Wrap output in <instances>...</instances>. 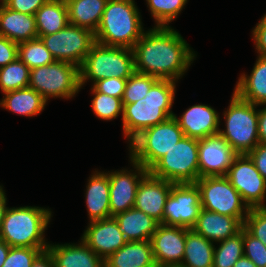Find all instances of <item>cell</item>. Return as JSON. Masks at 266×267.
Segmentation results:
<instances>
[{
    "instance_id": "obj_1",
    "label": "cell",
    "mask_w": 266,
    "mask_h": 267,
    "mask_svg": "<svg viewBox=\"0 0 266 267\" xmlns=\"http://www.w3.org/2000/svg\"><path fill=\"white\" fill-rule=\"evenodd\" d=\"M132 50L136 72L175 82L196 57L185 39L170 26H154L144 32Z\"/></svg>"
},
{
    "instance_id": "obj_2",
    "label": "cell",
    "mask_w": 266,
    "mask_h": 267,
    "mask_svg": "<svg viewBox=\"0 0 266 267\" xmlns=\"http://www.w3.org/2000/svg\"><path fill=\"white\" fill-rule=\"evenodd\" d=\"M144 32L134 0H108L95 40L104 46L132 49Z\"/></svg>"
},
{
    "instance_id": "obj_3",
    "label": "cell",
    "mask_w": 266,
    "mask_h": 267,
    "mask_svg": "<svg viewBox=\"0 0 266 267\" xmlns=\"http://www.w3.org/2000/svg\"><path fill=\"white\" fill-rule=\"evenodd\" d=\"M50 209L7 207L0 227V239L10 247L47 248L44 232L51 220Z\"/></svg>"
},
{
    "instance_id": "obj_4",
    "label": "cell",
    "mask_w": 266,
    "mask_h": 267,
    "mask_svg": "<svg viewBox=\"0 0 266 267\" xmlns=\"http://www.w3.org/2000/svg\"><path fill=\"white\" fill-rule=\"evenodd\" d=\"M175 92V81L158 79L144 98L132 104H123V126L150 128L173 117L175 114L171 107Z\"/></svg>"
},
{
    "instance_id": "obj_5",
    "label": "cell",
    "mask_w": 266,
    "mask_h": 267,
    "mask_svg": "<svg viewBox=\"0 0 266 267\" xmlns=\"http://www.w3.org/2000/svg\"><path fill=\"white\" fill-rule=\"evenodd\" d=\"M134 72L135 62L131 48L95 43L79 67L80 87L86 80L94 83L110 77L127 79Z\"/></svg>"
},
{
    "instance_id": "obj_6",
    "label": "cell",
    "mask_w": 266,
    "mask_h": 267,
    "mask_svg": "<svg viewBox=\"0 0 266 267\" xmlns=\"http://www.w3.org/2000/svg\"><path fill=\"white\" fill-rule=\"evenodd\" d=\"M257 105L241 99L235 92L224 111L225 128L219 134L237 154H248L260 142L258 135Z\"/></svg>"
},
{
    "instance_id": "obj_7",
    "label": "cell",
    "mask_w": 266,
    "mask_h": 267,
    "mask_svg": "<svg viewBox=\"0 0 266 267\" xmlns=\"http://www.w3.org/2000/svg\"><path fill=\"white\" fill-rule=\"evenodd\" d=\"M29 88L46 101L51 97L72 98L81 89L79 67L68 61H54L47 66L31 69Z\"/></svg>"
},
{
    "instance_id": "obj_8",
    "label": "cell",
    "mask_w": 266,
    "mask_h": 267,
    "mask_svg": "<svg viewBox=\"0 0 266 267\" xmlns=\"http://www.w3.org/2000/svg\"><path fill=\"white\" fill-rule=\"evenodd\" d=\"M199 139L184 136L148 171L160 179L175 184L195 183L198 180Z\"/></svg>"
},
{
    "instance_id": "obj_9",
    "label": "cell",
    "mask_w": 266,
    "mask_h": 267,
    "mask_svg": "<svg viewBox=\"0 0 266 267\" xmlns=\"http://www.w3.org/2000/svg\"><path fill=\"white\" fill-rule=\"evenodd\" d=\"M195 184L203 209L232 217L248 215L250 208L225 176L199 178Z\"/></svg>"
},
{
    "instance_id": "obj_10",
    "label": "cell",
    "mask_w": 266,
    "mask_h": 267,
    "mask_svg": "<svg viewBox=\"0 0 266 267\" xmlns=\"http://www.w3.org/2000/svg\"><path fill=\"white\" fill-rule=\"evenodd\" d=\"M56 61H68L80 67L96 43L88 28L68 24L56 33L38 36Z\"/></svg>"
},
{
    "instance_id": "obj_11",
    "label": "cell",
    "mask_w": 266,
    "mask_h": 267,
    "mask_svg": "<svg viewBox=\"0 0 266 267\" xmlns=\"http://www.w3.org/2000/svg\"><path fill=\"white\" fill-rule=\"evenodd\" d=\"M201 209L200 190L195 183L174 184L165 203L162 224L192 229Z\"/></svg>"
},
{
    "instance_id": "obj_12",
    "label": "cell",
    "mask_w": 266,
    "mask_h": 267,
    "mask_svg": "<svg viewBox=\"0 0 266 267\" xmlns=\"http://www.w3.org/2000/svg\"><path fill=\"white\" fill-rule=\"evenodd\" d=\"M225 177L249 208L266 207V180L248 154H238Z\"/></svg>"
},
{
    "instance_id": "obj_13",
    "label": "cell",
    "mask_w": 266,
    "mask_h": 267,
    "mask_svg": "<svg viewBox=\"0 0 266 267\" xmlns=\"http://www.w3.org/2000/svg\"><path fill=\"white\" fill-rule=\"evenodd\" d=\"M198 179L226 176L238 155L219 133L199 139Z\"/></svg>"
},
{
    "instance_id": "obj_14",
    "label": "cell",
    "mask_w": 266,
    "mask_h": 267,
    "mask_svg": "<svg viewBox=\"0 0 266 267\" xmlns=\"http://www.w3.org/2000/svg\"><path fill=\"white\" fill-rule=\"evenodd\" d=\"M133 167L136 169L135 172H131L134 171L132 169L129 171L122 169L110 173L108 171L110 214L112 217L133 208L138 186L149 173L139 163H133Z\"/></svg>"
},
{
    "instance_id": "obj_15",
    "label": "cell",
    "mask_w": 266,
    "mask_h": 267,
    "mask_svg": "<svg viewBox=\"0 0 266 267\" xmlns=\"http://www.w3.org/2000/svg\"><path fill=\"white\" fill-rule=\"evenodd\" d=\"M186 228L159 224L151 236L155 264L162 267L180 266L183 260Z\"/></svg>"
},
{
    "instance_id": "obj_16",
    "label": "cell",
    "mask_w": 266,
    "mask_h": 267,
    "mask_svg": "<svg viewBox=\"0 0 266 267\" xmlns=\"http://www.w3.org/2000/svg\"><path fill=\"white\" fill-rule=\"evenodd\" d=\"M81 239L104 261L128 242L114 217L90 221Z\"/></svg>"
},
{
    "instance_id": "obj_17",
    "label": "cell",
    "mask_w": 266,
    "mask_h": 267,
    "mask_svg": "<svg viewBox=\"0 0 266 267\" xmlns=\"http://www.w3.org/2000/svg\"><path fill=\"white\" fill-rule=\"evenodd\" d=\"M174 184L148 173L138 186L133 207L162 224L165 203Z\"/></svg>"
},
{
    "instance_id": "obj_18",
    "label": "cell",
    "mask_w": 266,
    "mask_h": 267,
    "mask_svg": "<svg viewBox=\"0 0 266 267\" xmlns=\"http://www.w3.org/2000/svg\"><path fill=\"white\" fill-rule=\"evenodd\" d=\"M184 136L202 139L219 132L220 117L214 108L196 104L188 108L180 118L174 115Z\"/></svg>"
},
{
    "instance_id": "obj_19",
    "label": "cell",
    "mask_w": 266,
    "mask_h": 267,
    "mask_svg": "<svg viewBox=\"0 0 266 267\" xmlns=\"http://www.w3.org/2000/svg\"><path fill=\"white\" fill-rule=\"evenodd\" d=\"M245 218L221 215L202 208L192 229L210 242H221L240 232Z\"/></svg>"
},
{
    "instance_id": "obj_20",
    "label": "cell",
    "mask_w": 266,
    "mask_h": 267,
    "mask_svg": "<svg viewBox=\"0 0 266 267\" xmlns=\"http://www.w3.org/2000/svg\"><path fill=\"white\" fill-rule=\"evenodd\" d=\"M46 250L53 259L54 267H105V261L82 239L79 244H49Z\"/></svg>"
},
{
    "instance_id": "obj_21",
    "label": "cell",
    "mask_w": 266,
    "mask_h": 267,
    "mask_svg": "<svg viewBox=\"0 0 266 267\" xmlns=\"http://www.w3.org/2000/svg\"><path fill=\"white\" fill-rule=\"evenodd\" d=\"M148 170L183 137V130L175 117L148 128Z\"/></svg>"
},
{
    "instance_id": "obj_22",
    "label": "cell",
    "mask_w": 266,
    "mask_h": 267,
    "mask_svg": "<svg viewBox=\"0 0 266 267\" xmlns=\"http://www.w3.org/2000/svg\"><path fill=\"white\" fill-rule=\"evenodd\" d=\"M0 36L17 44L38 38L35 15L9 9L1 2Z\"/></svg>"
},
{
    "instance_id": "obj_23",
    "label": "cell",
    "mask_w": 266,
    "mask_h": 267,
    "mask_svg": "<svg viewBox=\"0 0 266 267\" xmlns=\"http://www.w3.org/2000/svg\"><path fill=\"white\" fill-rule=\"evenodd\" d=\"M108 172L97 170L89 177L86 186V205L90 221L111 218Z\"/></svg>"
},
{
    "instance_id": "obj_24",
    "label": "cell",
    "mask_w": 266,
    "mask_h": 267,
    "mask_svg": "<svg viewBox=\"0 0 266 267\" xmlns=\"http://www.w3.org/2000/svg\"><path fill=\"white\" fill-rule=\"evenodd\" d=\"M113 217L119 224V231L128 242L150 240L160 224L153 217L134 207Z\"/></svg>"
},
{
    "instance_id": "obj_25",
    "label": "cell",
    "mask_w": 266,
    "mask_h": 267,
    "mask_svg": "<svg viewBox=\"0 0 266 267\" xmlns=\"http://www.w3.org/2000/svg\"><path fill=\"white\" fill-rule=\"evenodd\" d=\"M234 92L254 105L266 104V57L258 56L250 75L241 74Z\"/></svg>"
},
{
    "instance_id": "obj_26",
    "label": "cell",
    "mask_w": 266,
    "mask_h": 267,
    "mask_svg": "<svg viewBox=\"0 0 266 267\" xmlns=\"http://www.w3.org/2000/svg\"><path fill=\"white\" fill-rule=\"evenodd\" d=\"M154 264L150 240L127 242L105 260V267H152Z\"/></svg>"
},
{
    "instance_id": "obj_27",
    "label": "cell",
    "mask_w": 266,
    "mask_h": 267,
    "mask_svg": "<svg viewBox=\"0 0 266 267\" xmlns=\"http://www.w3.org/2000/svg\"><path fill=\"white\" fill-rule=\"evenodd\" d=\"M213 242L193 229L186 228V239L183 260L180 267H213Z\"/></svg>"
},
{
    "instance_id": "obj_28",
    "label": "cell",
    "mask_w": 266,
    "mask_h": 267,
    "mask_svg": "<svg viewBox=\"0 0 266 267\" xmlns=\"http://www.w3.org/2000/svg\"><path fill=\"white\" fill-rule=\"evenodd\" d=\"M1 107L19 115L32 117L43 111L47 101L34 89L26 87L4 93Z\"/></svg>"
},
{
    "instance_id": "obj_29",
    "label": "cell",
    "mask_w": 266,
    "mask_h": 267,
    "mask_svg": "<svg viewBox=\"0 0 266 267\" xmlns=\"http://www.w3.org/2000/svg\"><path fill=\"white\" fill-rule=\"evenodd\" d=\"M108 0H73L67 3L69 24L98 29Z\"/></svg>"
},
{
    "instance_id": "obj_30",
    "label": "cell",
    "mask_w": 266,
    "mask_h": 267,
    "mask_svg": "<svg viewBox=\"0 0 266 267\" xmlns=\"http://www.w3.org/2000/svg\"><path fill=\"white\" fill-rule=\"evenodd\" d=\"M38 36L58 32L69 24L67 4L48 0L35 14Z\"/></svg>"
},
{
    "instance_id": "obj_31",
    "label": "cell",
    "mask_w": 266,
    "mask_h": 267,
    "mask_svg": "<svg viewBox=\"0 0 266 267\" xmlns=\"http://www.w3.org/2000/svg\"><path fill=\"white\" fill-rule=\"evenodd\" d=\"M30 69L19 58L0 68V89L4 93L26 88L29 85Z\"/></svg>"
},
{
    "instance_id": "obj_32",
    "label": "cell",
    "mask_w": 266,
    "mask_h": 267,
    "mask_svg": "<svg viewBox=\"0 0 266 267\" xmlns=\"http://www.w3.org/2000/svg\"><path fill=\"white\" fill-rule=\"evenodd\" d=\"M124 136L129 139L130 163H139L148 170V128L123 126Z\"/></svg>"
},
{
    "instance_id": "obj_33",
    "label": "cell",
    "mask_w": 266,
    "mask_h": 267,
    "mask_svg": "<svg viewBox=\"0 0 266 267\" xmlns=\"http://www.w3.org/2000/svg\"><path fill=\"white\" fill-rule=\"evenodd\" d=\"M18 58L25 63L30 70L36 67L47 66L55 61L40 38L19 43Z\"/></svg>"
},
{
    "instance_id": "obj_34",
    "label": "cell",
    "mask_w": 266,
    "mask_h": 267,
    "mask_svg": "<svg viewBox=\"0 0 266 267\" xmlns=\"http://www.w3.org/2000/svg\"><path fill=\"white\" fill-rule=\"evenodd\" d=\"M214 248L213 267H233L243 255V228L236 235L219 242Z\"/></svg>"
},
{
    "instance_id": "obj_35",
    "label": "cell",
    "mask_w": 266,
    "mask_h": 267,
    "mask_svg": "<svg viewBox=\"0 0 266 267\" xmlns=\"http://www.w3.org/2000/svg\"><path fill=\"white\" fill-rule=\"evenodd\" d=\"M147 7L155 19L156 26L168 27L177 18L187 3V0H146Z\"/></svg>"
},
{
    "instance_id": "obj_36",
    "label": "cell",
    "mask_w": 266,
    "mask_h": 267,
    "mask_svg": "<svg viewBox=\"0 0 266 267\" xmlns=\"http://www.w3.org/2000/svg\"><path fill=\"white\" fill-rule=\"evenodd\" d=\"M157 80L156 77L135 71L127 78L122 103L132 104L141 100Z\"/></svg>"
},
{
    "instance_id": "obj_37",
    "label": "cell",
    "mask_w": 266,
    "mask_h": 267,
    "mask_svg": "<svg viewBox=\"0 0 266 267\" xmlns=\"http://www.w3.org/2000/svg\"><path fill=\"white\" fill-rule=\"evenodd\" d=\"M94 98L92 100V109L96 117L102 120H113L122 114L123 117V103L121 98H115L100 92H97L93 87L91 88Z\"/></svg>"
},
{
    "instance_id": "obj_38",
    "label": "cell",
    "mask_w": 266,
    "mask_h": 267,
    "mask_svg": "<svg viewBox=\"0 0 266 267\" xmlns=\"http://www.w3.org/2000/svg\"><path fill=\"white\" fill-rule=\"evenodd\" d=\"M47 248L10 247L2 267H31L34 260Z\"/></svg>"
},
{
    "instance_id": "obj_39",
    "label": "cell",
    "mask_w": 266,
    "mask_h": 267,
    "mask_svg": "<svg viewBox=\"0 0 266 267\" xmlns=\"http://www.w3.org/2000/svg\"><path fill=\"white\" fill-rule=\"evenodd\" d=\"M244 228L266 246V207L250 208Z\"/></svg>"
},
{
    "instance_id": "obj_40",
    "label": "cell",
    "mask_w": 266,
    "mask_h": 267,
    "mask_svg": "<svg viewBox=\"0 0 266 267\" xmlns=\"http://www.w3.org/2000/svg\"><path fill=\"white\" fill-rule=\"evenodd\" d=\"M243 252L256 267H266V246L243 227Z\"/></svg>"
},
{
    "instance_id": "obj_41",
    "label": "cell",
    "mask_w": 266,
    "mask_h": 267,
    "mask_svg": "<svg viewBox=\"0 0 266 267\" xmlns=\"http://www.w3.org/2000/svg\"><path fill=\"white\" fill-rule=\"evenodd\" d=\"M126 81L127 79L110 77L94 82L93 88L97 92L122 99Z\"/></svg>"
},
{
    "instance_id": "obj_42",
    "label": "cell",
    "mask_w": 266,
    "mask_h": 267,
    "mask_svg": "<svg viewBox=\"0 0 266 267\" xmlns=\"http://www.w3.org/2000/svg\"><path fill=\"white\" fill-rule=\"evenodd\" d=\"M47 1L48 0H1L7 8L28 15H35L36 11Z\"/></svg>"
},
{
    "instance_id": "obj_43",
    "label": "cell",
    "mask_w": 266,
    "mask_h": 267,
    "mask_svg": "<svg viewBox=\"0 0 266 267\" xmlns=\"http://www.w3.org/2000/svg\"><path fill=\"white\" fill-rule=\"evenodd\" d=\"M18 58V44L10 39L0 36V68Z\"/></svg>"
},
{
    "instance_id": "obj_44",
    "label": "cell",
    "mask_w": 266,
    "mask_h": 267,
    "mask_svg": "<svg viewBox=\"0 0 266 267\" xmlns=\"http://www.w3.org/2000/svg\"><path fill=\"white\" fill-rule=\"evenodd\" d=\"M252 35L258 55L266 57V14L256 24Z\"/></svg>"
},
{
    "instance_id": "obj_45",
    "label": "cell",
    "mask_w": 266,
    "mask_h": 267,
    "mask_svg": "<svg viewBox=\"0 0 266 267\" xmlns=\"http://www.w3.org/2000/svg\"><path fill=\"white\" fill-rule=\"evenodd\" d=\"M248 155L254 162L256 169L266 180V144L259 143Z\"/></svg>"
},
{
    "instance_id": "obj_46",
    "label": "cell",
    "mask_w": 266,
    "mask_h": 267,
    "mask_svg": "<svg viewBox=\"0 0 266 267\" xmlns=\"http://www.w3.org/2000/svg\"><path fill=\"white\" fill-rule=\"evenodd\" d=\"M258 135L259 142L266 144V104L263 109L258 110Z\"/></svg>"
},
{
    "instance_id": "obj_47",
    "label": "cell",
    "mask_w": 266,
    "mask_h": 267,
    "mask_svg": "<svg viewBox=\"0 0 266 267\" xmlns=\"http://www.w3.org/2000/svg\"><path fill=\"white\" fill-rule=\"evenodd\" d=\"M31 267H54L53 259L50 253L43 251L33 262Z\"/></svg>"
},
{
    "instance_id": "obj_48",
    "label": "cell",
    "mask_w": 266,
    "mask_h": 267,
    "mask_svg": "<svg viewBox=\"0 0 266 267\" xmlns=\"http://www.w3.org/2000/svg\"><path fill=\"white\" fill-rule=\"evenodd\" d=\"M6 201H7V198H6L5 192L3 190V187L0 185V227H1L2 220L4 218L5 211L7 209Z\"/></svg>"
},
{
    "instance_id": "obj_49",
    "label": "cell",
    "mask_w": 266,
    "mask_h": 267,
    "mask_svg": "<svg viewBox=\"0 0 266 267\" xmlns=\"http://www.w3.org/2000/svg\"><path fill=\"white\" fill-rule=\"evenodd\" d=\"M10 246L3 240L0 239V267L3 266L8 253H9Z\"/></svg>"
},
{
    "instance_id": "obj_50",
    "label": "cell",
    "mask_w": 266,
    "mask_h": 267,
    "mask_svg": "<svg viewBox=\"0 0 266 267\" xmlns=\"http://www.w3.org/2000/svg\"><path fill=\"white\" fill-rule=\"evenodd\" d=\"M233 267H256V265L243 255L240 259H238Z\"/></svg>"
},
{
    "instance_id": "obj_51",
    "label": "cell",
    "mask_w": 266,
    "mask_h": 267,
    "mask_svg": "<svg viewBox=\"0 0 266 267\" xmlns=\"http://www.w3.org/2000/svg\"><path fill=\"white\" fill-rule=\"evenodd\" d=\"M56 1H60V2H62V3L67 4L68 2L73 1V0H56Z\"/></svg>"
},
{
    "instance_id": "obj_52",
    "label": "cell",
    "mask_w": 266,
    "mask_h": 267,
    "mask_svg": "<svg viewBox=\"0 0 266 267\" xmlns=\"http://www.w3.org/2000/svg\"><path fill=\"white\" fill-rule=\"evenodd\" d=\"M152 267H162V266H160L158 264H154Z\"/></svg>"
}]
</instances>
